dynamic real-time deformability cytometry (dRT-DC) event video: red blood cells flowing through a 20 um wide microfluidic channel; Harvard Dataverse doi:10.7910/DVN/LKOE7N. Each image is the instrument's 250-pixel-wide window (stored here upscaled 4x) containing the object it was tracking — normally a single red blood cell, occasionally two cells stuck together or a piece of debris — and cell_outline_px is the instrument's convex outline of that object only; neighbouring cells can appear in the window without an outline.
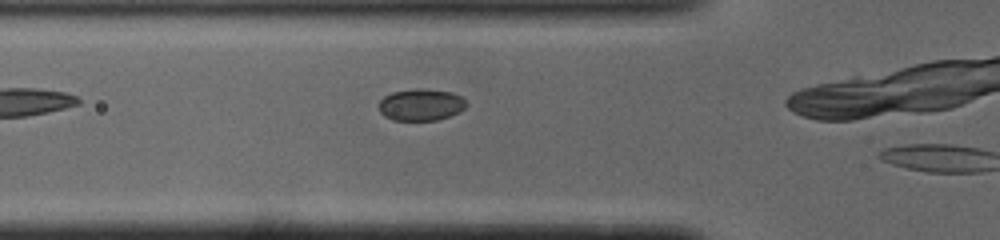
{"species": "common noctule bat (a hibernating species)", "species_latin": "Nyctalus noctula", "temperature_condition": "cold", "stored_images_in_passage": 3, "camera_frame_rate_fps": 3000, "um_per_image_px": 0.085, "animal": {"sex": "male", "body_mass_g": 19.0, "forearm_length_mm": 50.8}, "frame": {"image": 1, "passage_image": 2, "time_ms": 0.333, "image_size_px": [1000, 240], "cell_outline_px": [[468, 104], [460, 112], [436, 120], [392, 120], [384, 116], [380, 112], [376, 104], [384, 96], [392, 92], [416, 88], [452, 92], [460, 96]], "centroid_in_image_um": [35.74, 8.9], "position_along_channel_um": 90.1, "area_um2": 16.3}}